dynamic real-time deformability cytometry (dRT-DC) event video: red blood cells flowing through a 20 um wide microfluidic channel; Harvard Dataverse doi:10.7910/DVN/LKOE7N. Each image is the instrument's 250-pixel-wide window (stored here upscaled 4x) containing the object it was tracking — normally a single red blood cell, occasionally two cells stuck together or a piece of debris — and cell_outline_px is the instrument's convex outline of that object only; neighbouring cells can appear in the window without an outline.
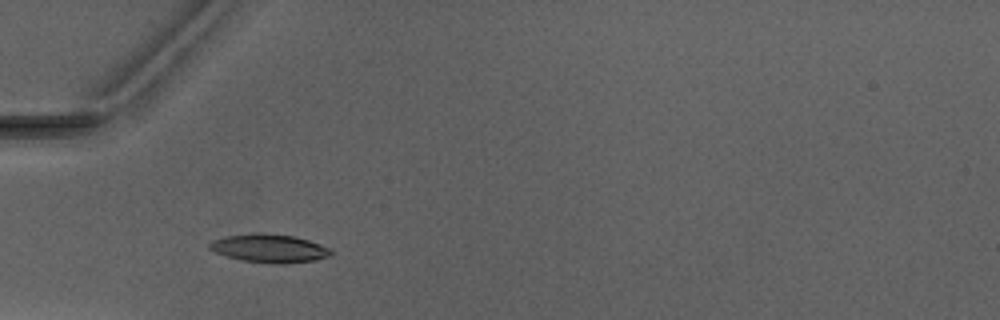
{"species": "Egyptian fruit bat (a non-hibernating species)", "species_latin": "Rousettus aegyptiacus", "temperature_condition": "warm", "stored_images_in_passage": 4, "camera_frame_rate_fps": 3000, "um_per_image_px": 0.085, "animal": {"sex": "male"}, "frame": {"image": 1, "passage_image": 3, "time_ms": 2.333, "image_size_px": [1000, 320], "cell_outline_px": [[332, 252], [328, 256], [316, 260], [280, 264], [240, 260], [224, 256], [208, 248], [208, 244], [212, 240], [224, 236], [252, 232], [264, 232], [296, 236], [320, 244], [328, 248]], "centroid_in_image_um": [22.83, 21.08], "position_along_channel_um": 62.2, "area_um2": 20.29}}
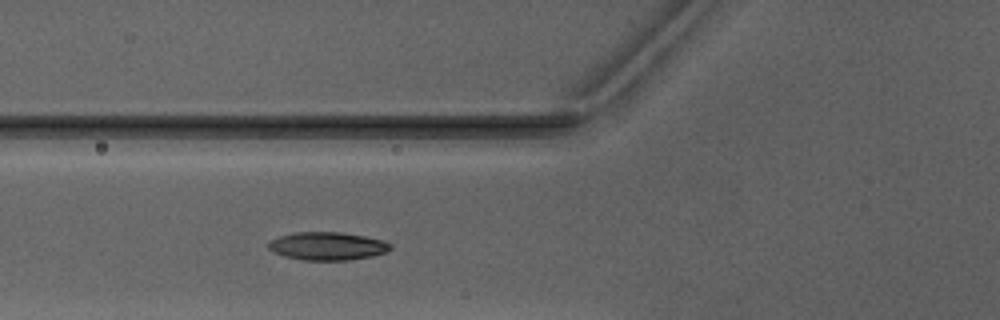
{"frame": {"image": 2, "passage_image": 4, "time_ms": 3.333, "image_size_px": [1000, 320], "cell_outline_px": [[392, 248], [388, 252], [372, 256], [348, 260], [304, 260], [284, 256], [272, 252], [268, 248], [268, 244], [272, 240], [280, 236], [296, 232], [340, 232], [364, 236], [384, 240], [392, 244]], "centroid_in_image_um": [27.86, 20.92], "position_along_channel_um": 97.9, "area_um2": 20.0}}